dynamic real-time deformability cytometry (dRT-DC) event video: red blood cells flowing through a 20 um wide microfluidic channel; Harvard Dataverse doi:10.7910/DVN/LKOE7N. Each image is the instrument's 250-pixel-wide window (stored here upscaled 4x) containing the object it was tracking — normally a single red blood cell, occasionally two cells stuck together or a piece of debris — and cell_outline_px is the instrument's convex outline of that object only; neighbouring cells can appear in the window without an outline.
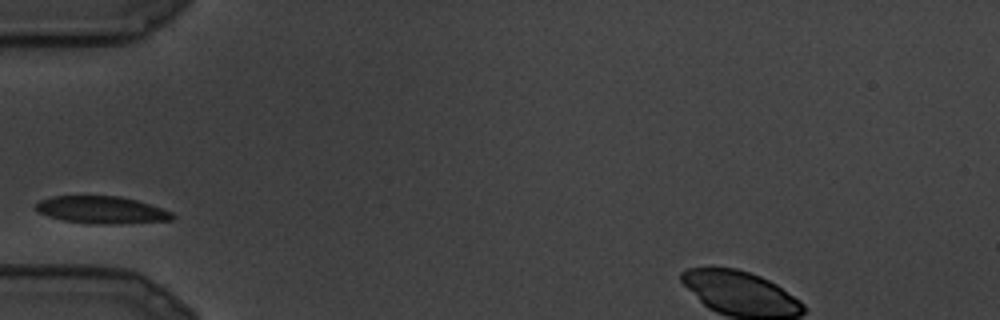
{"species": "common noctule bat (a hibernating species)", "species_latin": "Nyctalus noctula", "temperature_condition": "cold", "stored_images_in_passage": 9, "camera_frame_rate_fps": 3000, "um_per_image_px": 0.085, "animal": {"sex": "male", "body_mass_g": 19.5, "forearm_length_mm": 54.6}, "frame": {"image": 1, "passage_image": 1, "time_ms": 0.0, "image_size_px": [1000, 320], "cell_outline_px": [[176, 216], [172, 220], [120, 224], [96, 224], [64, 220], [48, 216], [36, 212], [32, 208], [40, 200], [52, 196], [120, 196], [136, 200], [172, 212]], "centroid_in_image_um": [8.61, 17.84], "position_along_channel_um": 76.4, "area_um2": 21.79}}
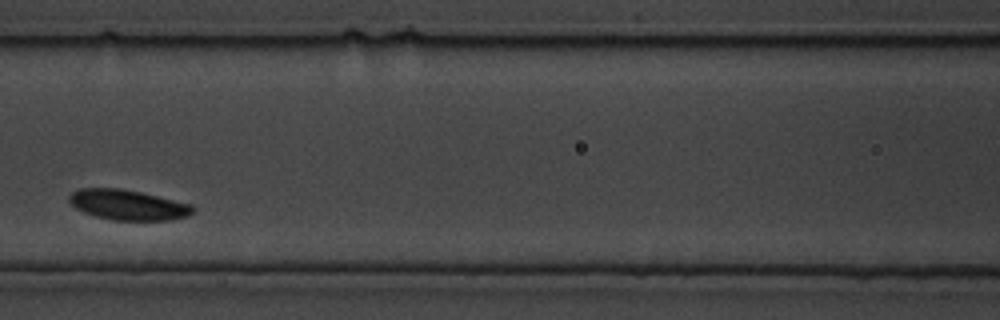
{"frame": {"image": 2, "passage_image": 4, "time_ms": 1.0, "image_size_px": [1000, 320], "cell_outline_px": [[196, 208], [188, 216], [172, 220], [112, 220], [96, 216], [84, 212], [76, 208], [68, 200], [68, 196], [72, 192], [80, 188], [116, 188], [140, 192], [192, 204]], "centroid_in_image_um": [10.88, 17.42], "position_along_channel_um": 155.7, "area_um2": 21.73}}
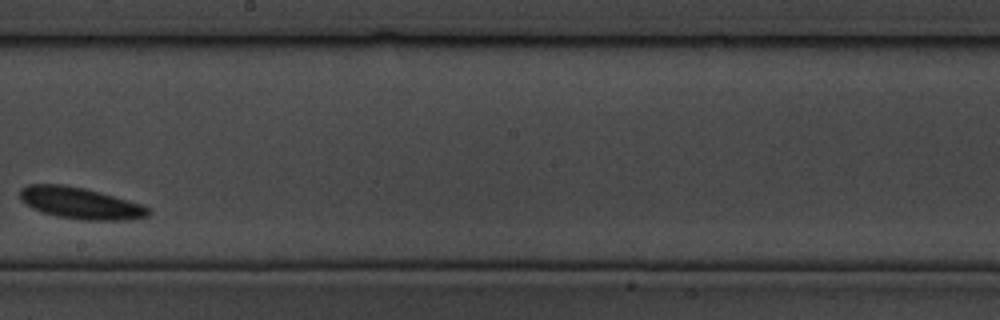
{"frame": {"image": 3, "passage_image": 8, "time_ms": 2.333, "image_size_px": [1000, 320], "cell_outline_px": [[152, 212], [148, 216], [128, 220], [80, 220], [56, 216], [32, 208], [20, 200], [20, 188], [28, 184], [60, 184], [84, 188], [140, 204], [152, 208]], "centroid_in_image_um": [6.82, 17.28], "position_along_channel_um": 241.4, "area_um2": 23.52}}